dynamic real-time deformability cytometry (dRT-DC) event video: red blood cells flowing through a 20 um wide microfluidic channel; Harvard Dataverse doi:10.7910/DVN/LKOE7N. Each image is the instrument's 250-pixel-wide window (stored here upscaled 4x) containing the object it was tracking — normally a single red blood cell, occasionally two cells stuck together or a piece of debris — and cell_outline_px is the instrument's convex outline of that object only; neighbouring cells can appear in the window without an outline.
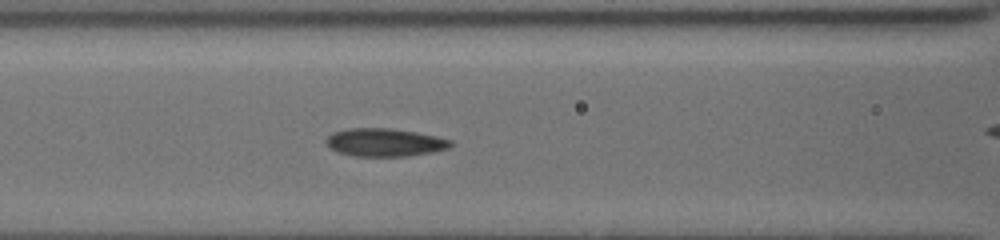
{"species": "common noctule bat (a hibernating species)", "species_latin": "Nyctalus noctula", "temperature_condition": "cold", "stored_images_in_passage": 31, "camera_frame_rate_fps": 3000, "um_per_image_px": 0.085, "animal": {"sex": "female", "body_mass_g": 19.5, "forearm_length_mm": 54.1}, "frame": {"image": 1, "passage_image": 7, "time_ms": 3.667, "image_size_px": [1000, 240], "cell_outline_px": [[452, 144], [448, 148], [432, 152], [408, 156], [352, 156], [340, 152], [332, 148], [324, 140], [332, 132], [348, 128], [392, 128], [416, 132], [452, 140]], "centroid_in_image_um": [32.69, 12.1], "position_along_channel_um": 133.9, "area_um2": 20.23}}
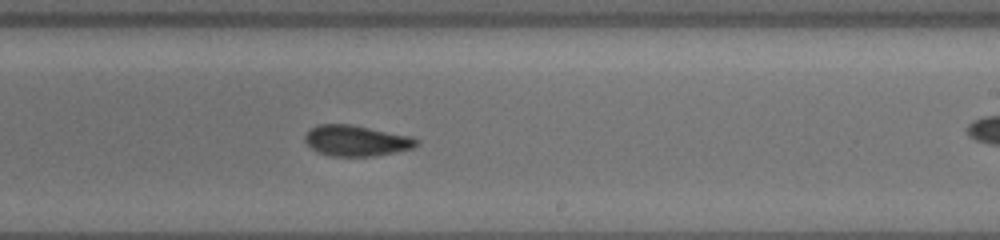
{"frame": {"image": 2, "passage_image": 15, "time_ms": 7.0, "image_size_px": [1000, 240], "cell_outline_px": [[420, 144], [412, 148], [396, 152], [376, 156], [332, 156], [316, 152], [304, 140], [304, 136], [312, 128], [320, 124], [348, 124], [408, 136], [416, 140]], "centroid_in_image_um": [30.25, 11.97], "position_along_channel_um": 258.7, "area_um2": 19.65}}
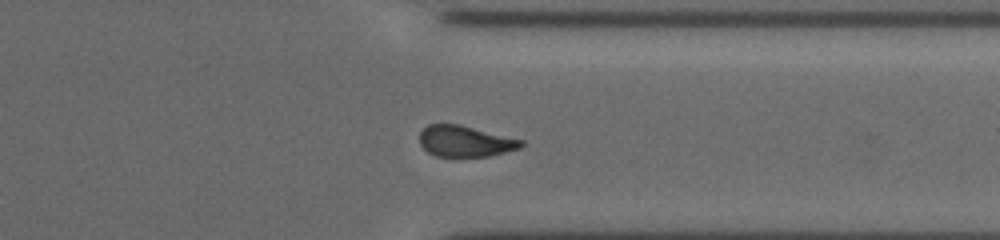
{"frame": {"image": 3, "passage_image": 28, "time_ms": 10.0, "image_size_px": [1000, 240], "cell_outline_px": [[524, 144], [520, 148], [488, 156], [436, 156], [428, 152], [420, 144], [420, 132], [428, 124], [460, 124], [524, 140]], "centroid_in_image_um": [39.55, 11.99], "position_along_channel_um": 371.9, "area_um2": 18.32}}